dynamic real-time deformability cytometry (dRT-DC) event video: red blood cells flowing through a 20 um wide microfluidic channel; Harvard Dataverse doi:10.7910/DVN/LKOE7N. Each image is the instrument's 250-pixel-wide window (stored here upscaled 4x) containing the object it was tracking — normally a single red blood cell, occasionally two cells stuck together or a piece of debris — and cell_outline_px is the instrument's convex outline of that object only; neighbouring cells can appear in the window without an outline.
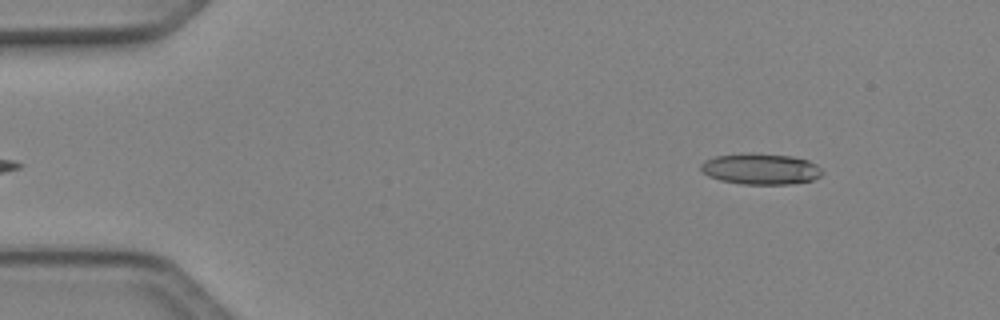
{"species": "Egyptian fruit bat (a non-hibernating species)", "species_latin": "Rousettus aegyptiacus", "temperature_condition": "cold", "stored_images_in_passage": 12, "camera_frame_rate_fps": 3000, "um_per_image_px": 0.085, "animal": {"sex": "female"}, "frame": {"image": 1, "passage_image": 2, "time_ms": 0.333, "image_size_px": [1000, 320], "cell_outline_px": [[824, 172], [820, 176], [812, 180], [792, 184], [740, 184], [720, 180], [708, 176], [700, 168], [700, 164], [704, 160], [716, 156], [740, 152], [756, 152], [792, 156], [808, 160], [816, 164]], "centroid_in_image_um": [64.64, 14.34], "position_along_channel_um": 20.4, "area_um2": 22.37}}
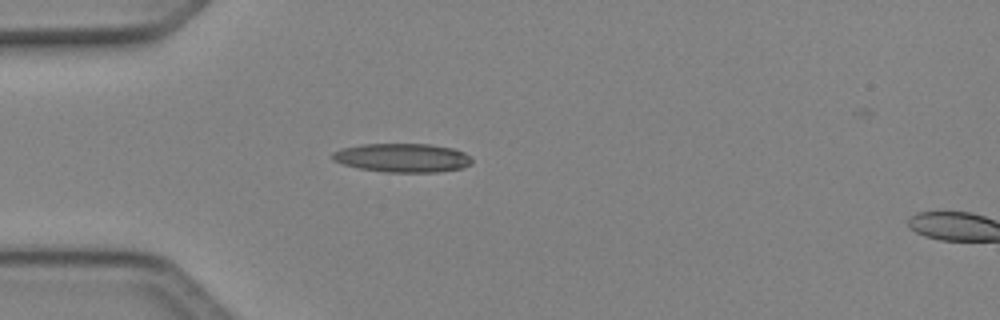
{"frame": {"image": 2, "passage_image": 10, "time_ms": 3.0, "image_size_px": [1000, 320], "cell_outline_px": [[472, 164], [464, 168], [436, 172], [384, 172], [360, 168], [344, 164], [332, 160], [332, 152], [340, 148], [364, 144], [432, 144], [452, 148], [464, 152], [472, 156]], "centroid_in_image_um": [34.24, 13.41], "position_along_channel_um": 50.8, "area_um2": 23.58}}